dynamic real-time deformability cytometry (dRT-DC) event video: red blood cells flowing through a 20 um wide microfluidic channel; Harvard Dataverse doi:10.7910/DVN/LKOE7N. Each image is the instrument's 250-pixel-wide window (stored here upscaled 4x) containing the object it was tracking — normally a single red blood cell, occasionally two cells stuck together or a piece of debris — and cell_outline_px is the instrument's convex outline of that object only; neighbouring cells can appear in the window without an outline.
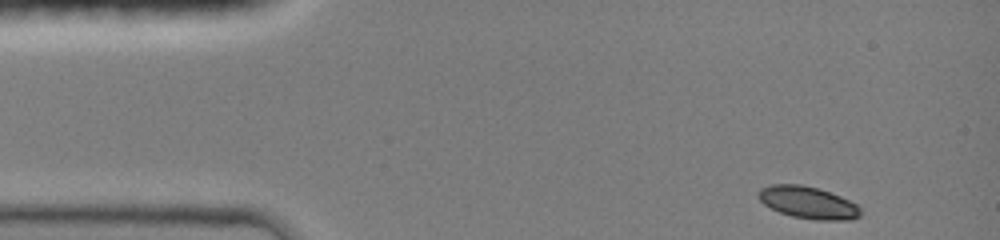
{"species": "common noctule bat (a hibernating species)", "species_latin": "Nyctalus noctula", "temperature_condition": "room temperature", "stored_images_in_passage": 46, "camera_frame_rate_fps": 3000, "um_per_image_px": 0.085, "animal": {"sex": "female", "body_mass_g": 19.0, "forearm_length_mm": 51.5}, "frame": {"image": 1, "passage_image": 1, "time_ms": 0.0, "image_size_px": [1000, 240], "cell_outline_px": [[860, 216], [852, 220], [816, 220], [792, 216], [780, 212], [764, 204], [756, 196], [760, 188], [772, 184], [800, 184], [816, 188], [840, 196], [856, 204], [860, 208]], "centroid_in_image_um": [68.67, 17.22], "position_along_channel_um": 16.3, "area_um2": 19.02}}
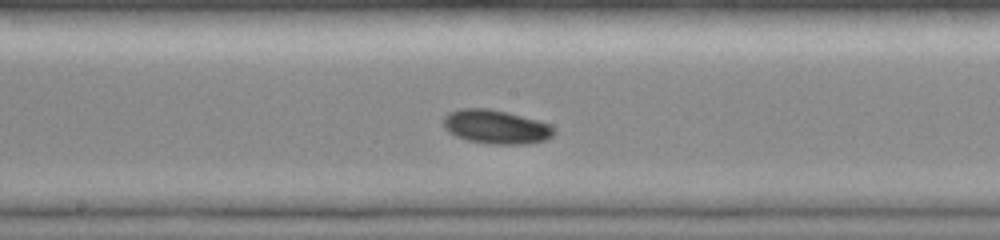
{"frame": {"image": 2, "passage_image": 23, "time_ms": 6.667, "image_size_px": [1000, 240], "cell_outline_px": [[556, 132], [552, 136], [544, 140], [528, 144], [492, 144], [468, 140], [456, 136], [448, 132], [444, 128], [444, 116], [448, 112], [460, 108], [488, 108], [536, 120], [548, 124], [556, 128]], "centroid_in_image_um": [42.14, 10.78], "position_along_channel_um": 206.1, "area_um2": 21.73}}
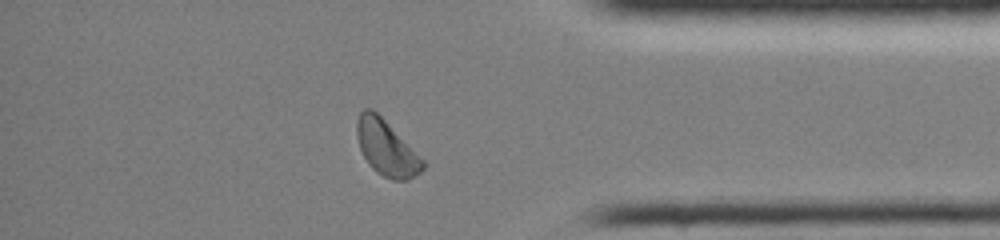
{"frame": {"image": 3, "passage_image": 41, "time_ms": 11.667, "image_size_px": [1000, 240], "cell_outline_px": [[424, 168], [420, 172], [408, 180], [392, 180], [376, 172], [368, 164], [360, 148], [356, 136], [356, 120], [360, 112], [364, 108], [372, 108], [424, 160]], "centroid_in_image_um": [32.81, 12.58], "position_along_channel_um": 402.4, "area_um2": 21.04}, "authors_computed_cell_mechanics": {"area_um2": 20.4612, "velocity_mm_per_s": 4.1071, "shape_relaxation_time_tau1_ms": 1.974, "shape_relaxation_time_tau2_ms": null, "deformation_change_tau1": 0.0848, "deformation_change_tau2": null}}